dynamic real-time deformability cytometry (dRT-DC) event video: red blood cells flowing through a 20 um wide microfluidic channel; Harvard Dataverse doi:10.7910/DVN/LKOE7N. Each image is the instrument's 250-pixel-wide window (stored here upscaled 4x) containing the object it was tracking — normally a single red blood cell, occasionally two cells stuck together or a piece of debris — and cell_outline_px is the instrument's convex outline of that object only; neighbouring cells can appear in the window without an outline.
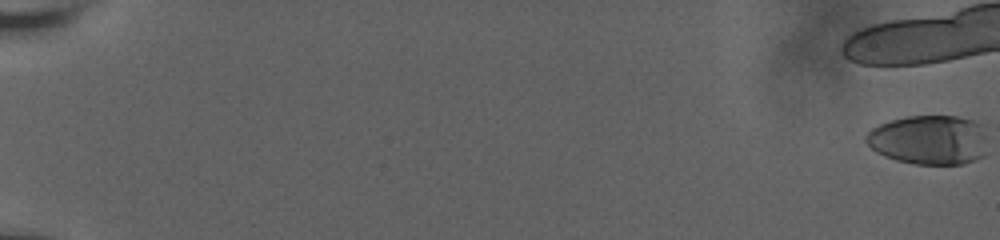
{"species": "human", "species_latin": "Homo sapiens", "temperature_condition": "room temperature", "stored_images_in_passage": 18, "camera_frame_rate_fps": 3000, "um_per_image_px": 0.085, "donor": {"sex": "male"}, "frame": {"image": 1, "passage_image": 1, "time_ms": 0.0, "image_size_px": [1000, 240], "cell_outline_px": [[984, 156], [964, 164], [912, 164], [896, 160], [884, 156], [876, 152], [864, 140], [864, 136], [872, 128], [880, 124], [892, 120], [908, 116], [956, 116], [972, 120], [984, 124]], "centroid_in_image_um": [78.95, 11.89], "position_along_channel_um": 6.0, "area_um2": 35.14}}